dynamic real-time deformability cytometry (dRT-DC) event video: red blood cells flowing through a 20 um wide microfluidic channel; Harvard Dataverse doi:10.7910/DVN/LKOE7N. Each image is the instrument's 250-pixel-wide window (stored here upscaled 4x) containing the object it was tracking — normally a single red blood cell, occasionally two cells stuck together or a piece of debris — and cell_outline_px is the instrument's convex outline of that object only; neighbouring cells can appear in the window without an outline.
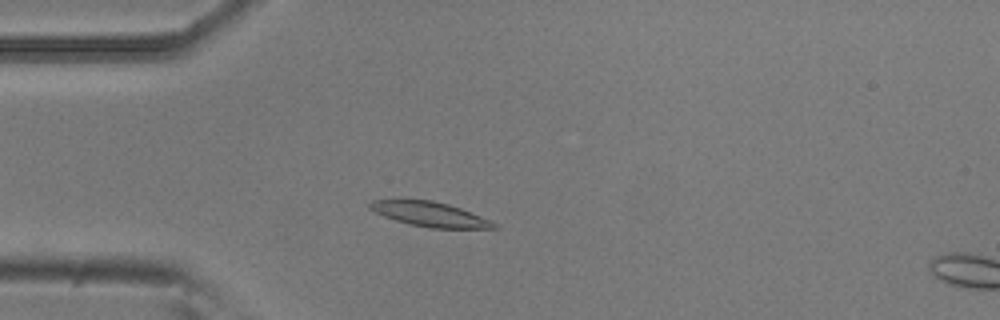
{"species": "common noctule bat (a hibernating species)", "species_latin": "Nyctalus noctula", "temperature_condition": "room temperature", "stored_images_in_passage": 41, "camera_frame_rate_fps": 3000, "um_per_image_px": 0.085, "animal": {"sex": "male", "body_mass_g": 20.5, "forearm_length_mm": 52.5}, "frame": {"image": 1, "passage_image": 2, "time_ms": 0.333, "image_size_px": [1000, 320], "cell_outline_px": [[500, 228], [432, 228], [408, 224], [384, 216], [368, 208], [368, 204], [372, 200], [432, 200], [448, 204], [460, 208], [492, 220]], "centroid_in_image_um": [36.56, 18.21], "position_along_channel_um": 48.4, "area_um2": 17.69}}
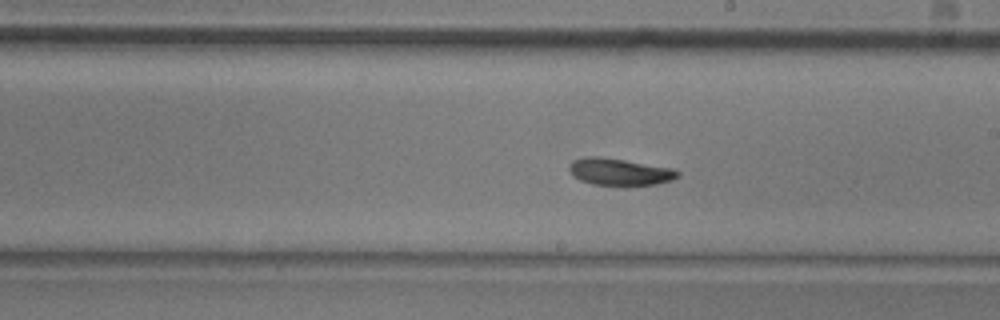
{"frame": {"image": 2, "passage_image": 18, "time_ms": 5.667, "image_size_px": [1000, 320], "cell_outline_px": [[680, 176], [672, 180], [656, 184], [628, 188], [624, 188], [592, 184], [580, 180], [572, 176], [568, 168], [568, 164], [572, 160], [588, 156], [596, 156], [624, 160], [672, 168], [680, 172]], "centroid_in_image_um": [52.65, 14.65], "position_along_channel_um": 236.3, "area_um2": 17.8}}
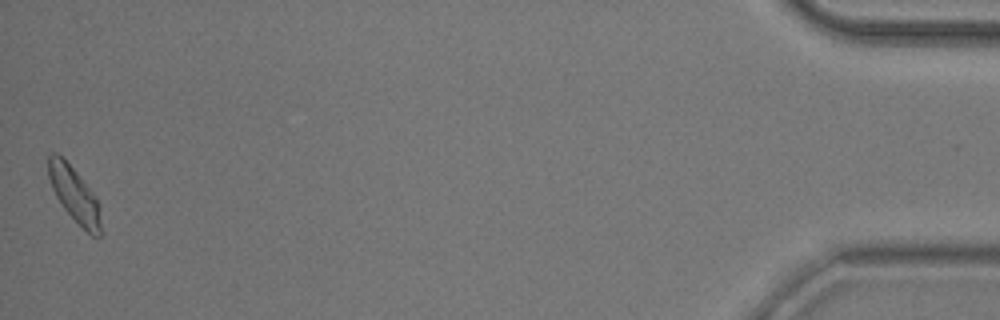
{"frame": {"image": 3, "passage_image": 41, "time_ms": 13.333, "image_size_px": [1000, 320], "cell_outline_px": [[104, 236], [92, 236], [64, 208], [56, 196], [52, 188], [48, 176], [48, 156], [52, 152], [56, 152], [76, 172], [92, 192], [96, 200], [104, 232]], "centroid_in_image_um": [6.33, 16.57], "position_along_channel_um": 428.9, "area_um2": 16.42}, "authors_computed_cell_mechanics": {"area_um2": 16.8776, "velocity_mm_per_s": 3.7534, "shape_relaxation_time_tau1_ms": 2.8843, "shape_relaxation_time_tau2_ms": 5.2128, "deformation_change_tau1": 0.1475, "deformation_change_tau2": 0.0914}}